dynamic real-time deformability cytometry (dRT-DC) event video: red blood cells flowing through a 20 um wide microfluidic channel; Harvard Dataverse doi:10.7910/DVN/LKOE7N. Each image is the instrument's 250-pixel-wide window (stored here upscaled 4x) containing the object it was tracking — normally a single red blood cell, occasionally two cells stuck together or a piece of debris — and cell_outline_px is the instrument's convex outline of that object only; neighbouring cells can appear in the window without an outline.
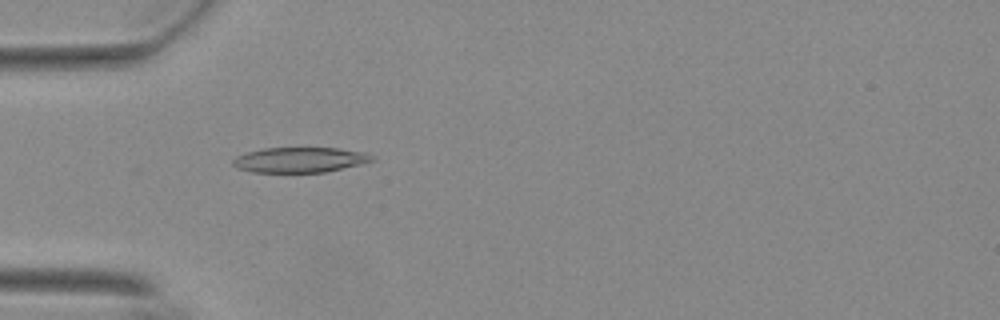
{"species": "Egyptian fruit bat (a non-hibernating species)", "species_latin": "Rousettus aegyptiacus", "temperature_condition": "warm", "stored_images_in_passage": 7, "camera_frame_rate_fps": 3000, "um_per_image_px": 0.085, "animal": {"sex": "female"}, "frame": {"image": 1, "passage_image": 4, "time_ms": 1.0, "image_size_px": [1000, 320], "cell_outline_px": [[376, 160], [360, 164], [324, 172], [252, 172], [236, 168], [232, 164], [232, 160], [236, 156], [248, 152], [264, 148], [340, 148], [364, 152], [376, 156]], "centroid_in_image_um": [25.5, 13.58], "position_along_channel_um": 59.5, "area_um2": 20.46}}